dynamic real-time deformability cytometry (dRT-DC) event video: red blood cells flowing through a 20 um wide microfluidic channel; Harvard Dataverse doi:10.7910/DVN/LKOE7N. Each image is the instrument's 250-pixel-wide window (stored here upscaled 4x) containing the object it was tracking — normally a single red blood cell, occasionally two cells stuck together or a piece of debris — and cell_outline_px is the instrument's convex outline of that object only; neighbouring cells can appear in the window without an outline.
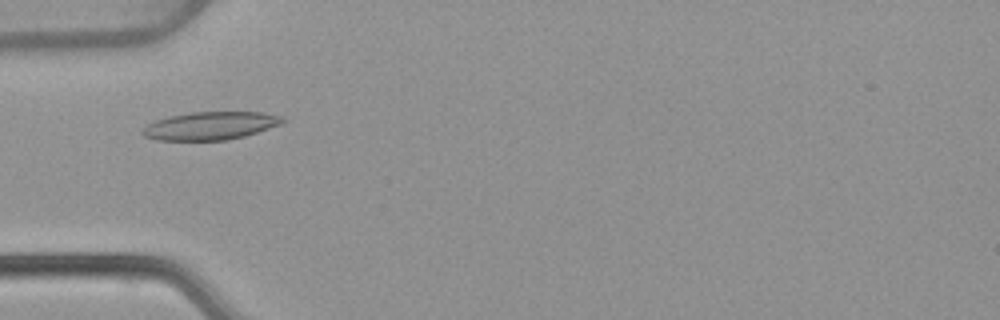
{"species": "common noctule bat (a hibernating species)", "species_latin": "Nyctalus noctula", "temperature_condition": "warm", "stored_images_in_passage": 41, "camera_frame_rate_fps": 3000, "um_per_image_px": 0.085, "animal": {"sex": "female", "body_mass_g": 22.7, "forearm_length_mm": 54.2}, "frame": {"image": 1, "passage_image": 5, "time_ms": 1.333, "image_size_px": [1000, 320], "cell_outline_px": [[288, 120], [284, 124], [244, 136], [228, 140], [156, 140], [144, 136], [140, 132], [148, 124], [156, 120], [168, 116], [188, 112], [260, 112], [284, 116]], "centroid_in_image_um": [17.93, 10.68], "position_along_channel_um": 67.1, "area_um2": 23.12}}
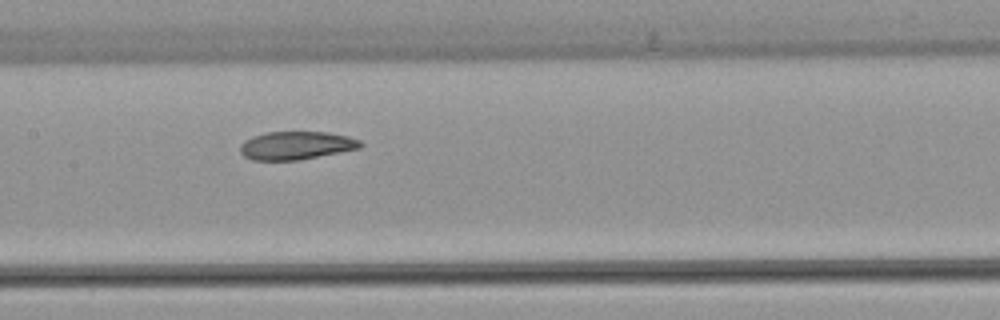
{"frame": {"image": 2, "passage_image": 14, "time_ms": 4.333, "image_size_px": [1000, 320], "cell_outline_px": [[364, 144], [360, 148], [340, 152], [296, 160], [252, 160], [244, 156], [240, 152], [240, 144], [244, 140], [252, 136], [264, 132], [328, 132], [348, 136], [360, 140]], "centroid_in_image_um": [25.16, 12.35], "position_along_channel_um": 182.2, "area_um2": 19.77}}
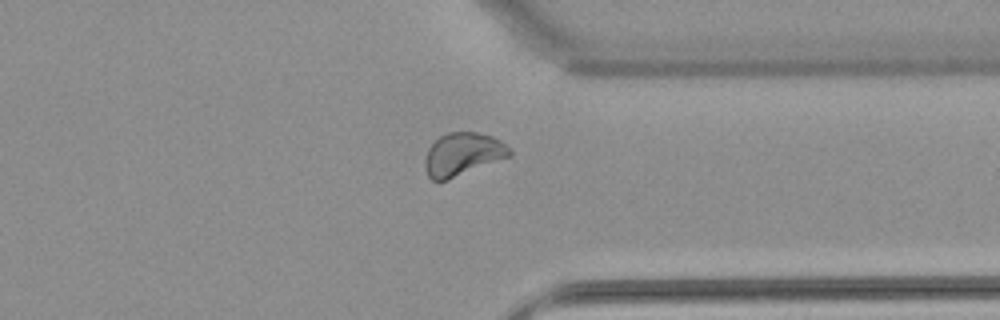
{"frame": {"image": 3, "passage_image": 29, "time_ms": 9.333, "image_size_px": [1000, 320], "cell_outline_px": [[512, 156], [448, 180], [432, 180], [428, 176], [424, 168], [424, 160], [428, 148], [440, 136], [448, 132], [476, 132], [492, 136], [500, 140], [512, 148]], "centroid_in_image_um": [39.35, 13.11], "position_along_channel_um": 372.0, "area_um2": 21.44}, "authors_computed_cell_mechanics": {"area_um2": 21.1548, "velocity_mm_per_s": 3.8379, "shape_relaxation_time_tau1_ms": 9.0673, "shape_relaxation_time_tau2_ms": 3.2853, "deformation_change_tau1": 0.1762, "deformation_change_tau2": 0.0741}}